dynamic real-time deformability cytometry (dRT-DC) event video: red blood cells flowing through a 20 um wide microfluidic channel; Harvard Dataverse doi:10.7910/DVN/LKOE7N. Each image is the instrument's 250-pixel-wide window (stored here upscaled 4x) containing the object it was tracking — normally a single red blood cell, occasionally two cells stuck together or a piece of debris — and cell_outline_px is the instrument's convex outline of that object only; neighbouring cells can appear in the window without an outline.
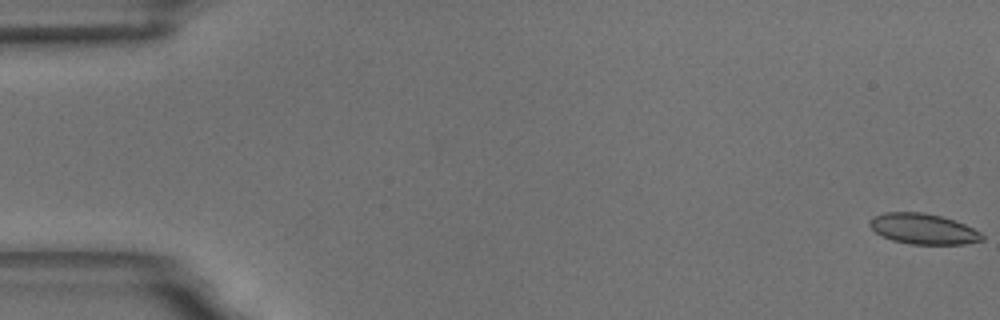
{"species": "common noctule bat (a hibernating species)", "species_latin": "Nyctalus noctula", "temperature_condition": "room temperature", "stored_images_in_passage": 6, "camera_frame_rate_fps": 3000, "um_per_image_px": 0.085, "animal": {"sex": "male", "body_mass_g": 18.8}, "frame": {"image": 1, "passage_image": 1, "time_ms": 0.0, "image_size_px": [1000, 320], "cell_outline_px": [[984, 240], [964, 244], [908, 244], [892, 240], [876, 232], [868, 224], [868, 220], [872, 216], [884, 212], [924, 212], [940, 216], [964, 224], [980, 232], [984, 236]], "centroid_in_image_um": [78.45, 19.45], "position_along_channel_um": 6.6, "area_um2": 20.0}}
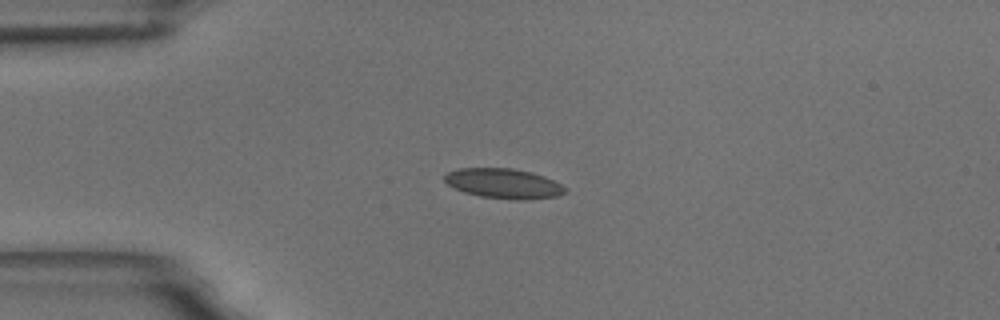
{"frame": {"image": 2, "passage_image": 5, "time_ms": 4.667, "image_size_px": [1000, 320], "cell_outline_px": [[568, 192], [556, 196], [524, 200], [516, 200], [480, 196], [464, 192], [448, 184], [444, 180], [444, 176], [448, 172], [460, 168], [512, 168], [532, 172], [544, 176], [568, 188]], "centroid_in_image_um": [42.84, 15.6], "position_along_channel_um": 42.2, "area_um2": 20.98}}